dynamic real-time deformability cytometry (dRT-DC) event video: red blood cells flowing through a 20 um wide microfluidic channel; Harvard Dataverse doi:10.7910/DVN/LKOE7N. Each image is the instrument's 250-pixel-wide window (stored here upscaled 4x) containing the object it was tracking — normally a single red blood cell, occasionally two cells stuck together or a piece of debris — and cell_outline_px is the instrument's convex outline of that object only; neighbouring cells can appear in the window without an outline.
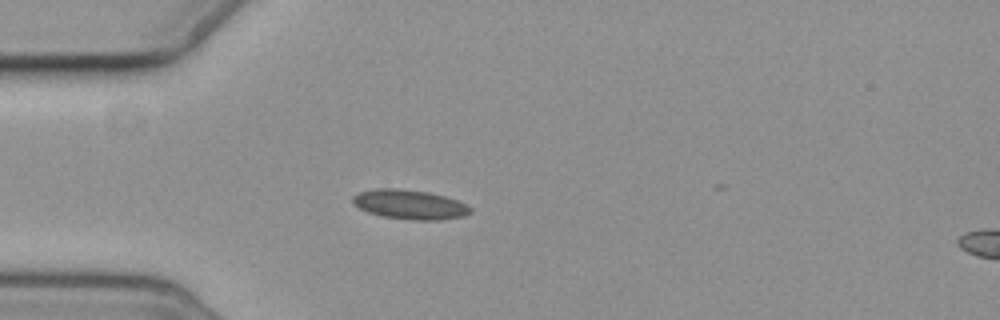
{"species": "common noctule bat (a hibernating species)", "species_latin": "Nyctalus noctula", "temperature_condition": "cold", "stored_images_in_passage": 11, "camera_frame_rate_fps": 3000, "um_per_image_px": 0.085, "animal": {"sex": "female", "body_mass_g": 19.3, "forearm_length_mm": 54.1}, "frame": {"image": 1, "passage_image": 1, "time_ms": 0.0, "image_size_px": [1000, 320], "cell_outline_px": [[472, 212], [464, 216], [440, 220], [412, 220], [384, 216], [368, 212], [352, 204], [352, 196], [360, 192], [376, 188], [400, 188], [428, 192], [444, 196], [456, 200], [472, 208]], "centroid_in_image_um": [34.82, 17.38], "position_along_channel_um": 50.2, "area_um2": 20.17}}
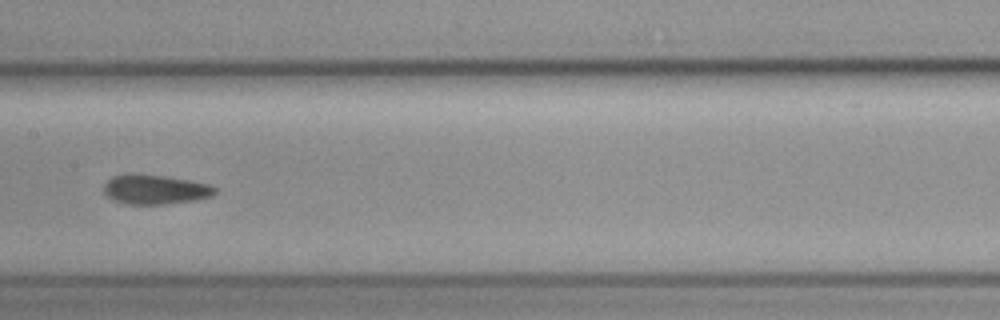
{"frame": {"image": 2, "passage_image": 5, "time_ms": 4.333, "image_size_px": [1000, 320], "cell_outline_px": [[216, 192], [212, 196], [196, 200], [164, 204], [128, 204], [116, 200], [108, 196], [104, 192], [104, 184], [112, 176], [132, 172], [164, 176], [212, 184], [216, 188]], "centroid_in_image_um": [13.2, 16.08], "position_along_channel_um": 194.2, "area_um2": 19.25}}
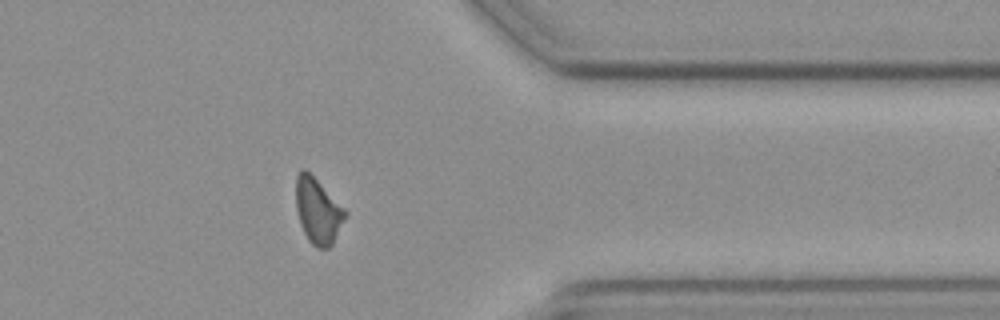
{"frame": {"image": 3, "passage_image": 10, "time_ms": 10.0, "image_size_px": [1000, 320], "cell_outline_px": [[348, 216], [332, 244], [328, 248], [316, 248], [308, 240], [300, 224], [296, 208], [296, 176], [304, 168], [348, 212]], "centroid_in_image_um": [27.03, 17.97], "position_along_channel_um": 384.4, "area_um2": 18.61}}